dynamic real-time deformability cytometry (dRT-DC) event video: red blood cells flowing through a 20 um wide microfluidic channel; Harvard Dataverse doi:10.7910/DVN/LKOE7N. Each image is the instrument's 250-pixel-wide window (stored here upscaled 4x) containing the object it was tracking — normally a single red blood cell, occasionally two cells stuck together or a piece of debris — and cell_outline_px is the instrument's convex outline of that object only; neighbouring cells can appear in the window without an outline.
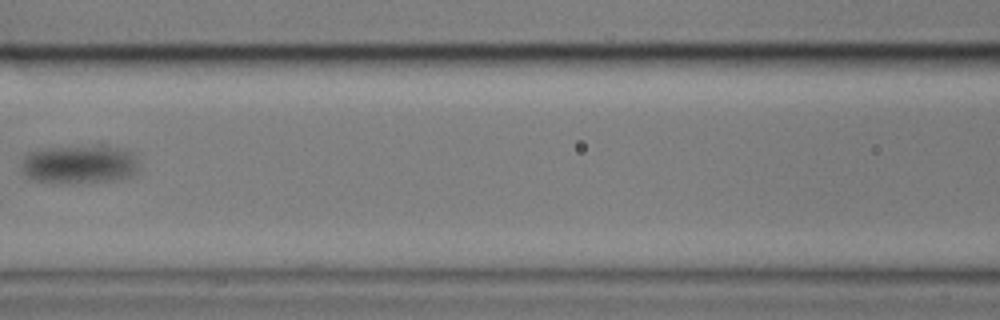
{"species": "common noctule bat (a hibernating species)", "species_latin": "Nyctalus noctula", "temperature_condition": "cold", "stored_images_in_passage": 10, "camera_frame_rate_fps": 3000, "um_per_image_px": 0.085, "animal": {"sex": "male", "body_mass_g": 17.9}, "frame": {"image": 1, "passage_image": 6, "time_ms": 7.333, "image_size_px": [1000, 320], "cell_outline_px": [[140, 168], [136, 176], [120, 180], [52, 184], [28, 180], [20, 172], [20, 164], [24, 156], [28, 152], [48, 148], [100, 140], [136, 152]], "centroid_in_image_um": [6.82, 13.91], "position_along_channel_um": 159.8, "area_um2": 29.25}}
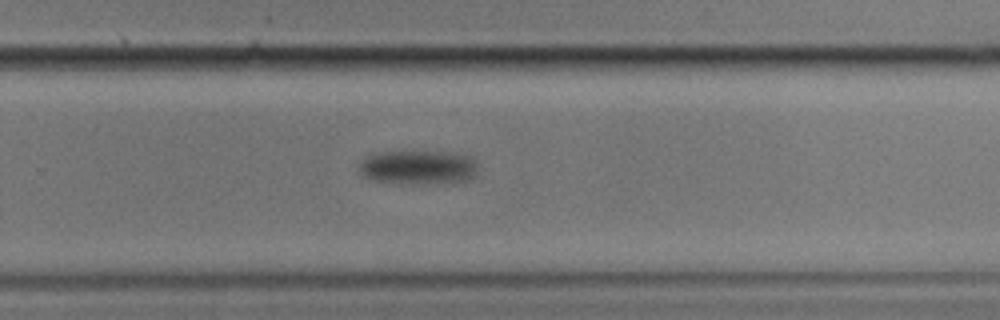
{"frame": {"image": 2, "passage_image": 10, "time_ms": 12.0, "image_size_px": [1000, 320], "cell_outline_px": [[476, 176], [472, 180], [444, 184], [400, 184], [368, 180], [360, 172], [360, 164], [368, 156], [380, 152], [452, 152], [472, 156], [476, 160]], "centroid_in_image_um": [35.62, 14.26], "position_along_channel_um": 294.2, "area_um2": 24.22}}